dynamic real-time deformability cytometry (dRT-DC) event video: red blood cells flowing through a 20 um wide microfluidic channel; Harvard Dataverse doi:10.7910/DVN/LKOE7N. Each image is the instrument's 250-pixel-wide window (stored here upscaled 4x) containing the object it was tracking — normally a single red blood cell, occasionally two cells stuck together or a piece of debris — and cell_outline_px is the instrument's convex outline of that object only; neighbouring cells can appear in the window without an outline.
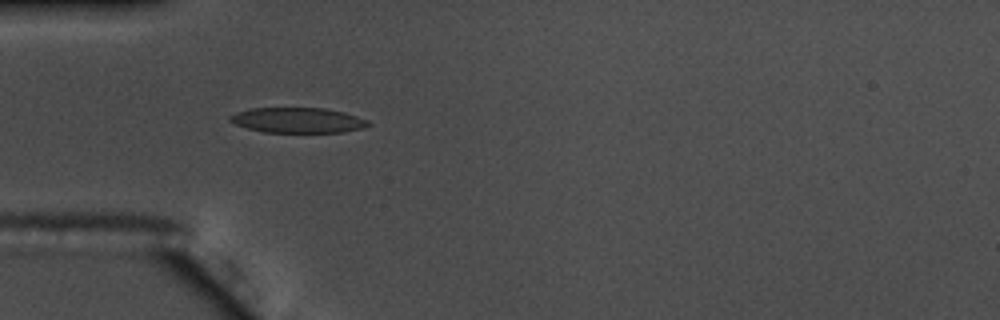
{"species": "common noctule bat (a hibernating species)", "species_latin": "Nyctalus noctula", "temperature_condition": "warm", "stored_images_in_passage": 39, "camera_frame_rate_fps": 3000, "um_per_image_px": 0.085, "animal": {"sex": "male", "body_mass_g": 17.5, "forearm_length_mm": 52.3}, "frame": {"image": 1, "passage_image": 1, "time_ms": 0.0, "image_size_px": [1000, 320], "cell_outline_px": [[372, 124], [364, 128], [344, 132], [264, 132], [248, 128], [236, 124], [228, 120], [228, 116], [236, 112], [252, 108], [324, 108], [344, 112], [368, 120]], "centroid_in_image_um": [25.33, 10.22], "position_along_channel_um": 59.7, "area_um2": 20.35}}
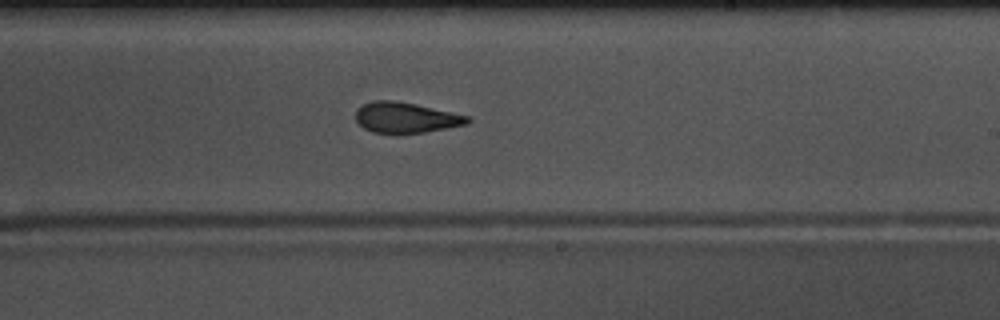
{"frame": {"image": 2, "passage_image": 17, "time_ms": 5.333, "image_size_px": [1000, 320], "cell_outline_px": [[472, 120], [468, 124], [424, 132], [372, 132], [364, 128], [356, 120], [356, 108], [360, 104], [372, 100], [392, 100], [412, 104], [468, 116]], "centroid_in_image_um": [34.44, 9.98], "position_along_channel_um": 254.6, "area_um2": 19.48}}
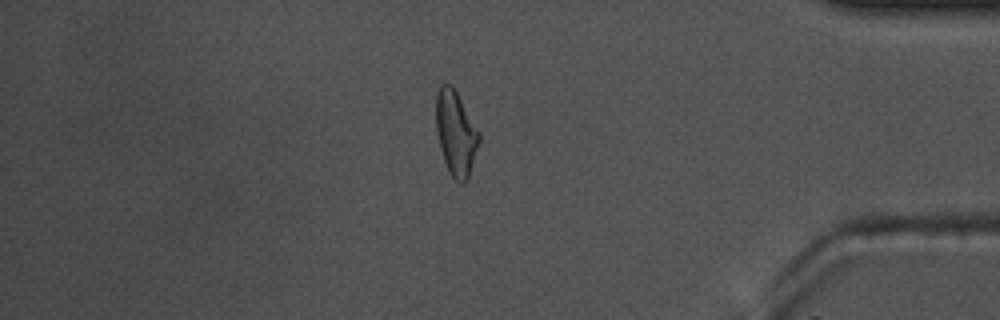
{"frame": {"image": 3, "passage_image": 31, "time_ms": 10.0, "image_size_px": [1000, 320], "cell_outline_px": [[480, 140], [468, 180], [464, 184], [460, 184], [448, 172], [440, 148], [436, 128], [436, 92], [440, 84], [452, 84], [480, 132]], "centroid_in_image_um": [38.75, 11.33], "position_along_channel_um": 396.5, "area_um2": 21.44}, "authors_computed_cell_mechanics": {"area_um2": 20.9236, "velocity_mm_per_s": 3.7157, "shape_relaxation_time_tau1_ms": 7.5225, "shape_relaxation_time_tau2_ms": 2.4298, "deformation_change_tau1": 0.1726, "deformation_change_tau2": 0.0886}}